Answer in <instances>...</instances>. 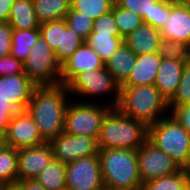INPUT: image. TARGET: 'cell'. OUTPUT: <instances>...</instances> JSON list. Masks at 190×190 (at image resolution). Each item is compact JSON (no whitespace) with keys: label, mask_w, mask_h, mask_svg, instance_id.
Here are the masks:
<instances>
[{"label":"cell","mask_w":190,"mask_h":190,"mask_svg":"<svg viewBox=\"0 0 190 190\" xmlns=\"http://www.w3.org/2000/svg\"><path fill=\"white\" fill-rule=\"evenodd\" d=\"M2 190H22V188L17 183H14L2 185Z\"/></svg>","instance_id":"obj_44"},{"label":"cell","mask_w":190,"mask_h":190,"mask_svg":"<svg viewBox=\"0 0 190 190\" xmlns=\"http://www.w3.org/2000/svg\"><path fill=\"white\" fill-rule=\"evenodd\" d=\"M70 0H33L40 24L64 19L70 10Z\"/></svg>","instance_id":"obj_22"},{"label":"cell","mask_w":190,"mask_h":190,"mask_svg":"<svg viewBox=\"0 0 190 190\" xmlns=\"http://www.w3.org/2000/svg\"><path fill=\"white\" fill-rule=\"evenodd\" d=\"M160 33L163 39L190 46V10L183 3L170 2V17L160 28Z\"/></svg>","instance_id":"obj_16"},{"label":"cell","mask_w":190,"mask_h":190,"mask_svg":"<svg viewBox=\"0 0 190 190\" xmlns=\"http://www.w3.org/2000/svg\"><path fill=\"white\" fill-rule=\"evenodd\" d=\"M85 42L106 63L111 55L124 43L120 34H99L92 31Z\"/></svg>","instance_id":"obj_23"},{"label":"cell","mask_w":190,"mask_h":190,"mask_svg":"<svg viewBox=\"0 0 190 190\" xmlns=\"http://www.w3.org/2000/svg\"><path fill=\"white\" fill-rule=\"evenodd\" d=\"M111 11L113 12L114 21L120 36L123 39L143 23L141 16L118 5H114Z\"/></svg>","instance_id":"obj_29"},{"label":"cell","mask_w":190,"mask_h":190,"mask_svg":"<svg viewBox=\"0 0 190 190\" xmlns=\"http://www.w3.org/2000/svg\"><path fill=\"white\" fill-rule=\"evenodd\" d=\"M84 42L83 38L67 26L65 19H62L61 47L55 50L59 63L62 65Z\"/></svg>","instance_id":"obj_28"},{"label":"cell","mask_w":190,"mask_h":190,"mask_svg":"<svg viewBox=\"0 0 190 190\" xmlns=\"http://www.w3.org/2000/svg\"><path fill=\"white\" fill-rule=\"evenodd\" d=\"M136 56L137 55L123 43L105 63L106 69L112 74L120 88L128 81Z\"/></svg>","instance_id":"obj_20"},{"label":"cell","mask_w":190,"mask_h":190,"mask_svg":"<svg viewBox=\"0 0 190 190\" xmlns=\"http://www.w3.org/2000/svg\"><path fill=\"white\" fill-rule=\"evenodd\" d=\"M52 148L54 160L68 164L82 157L99 153L97 140L85 135L59 134L48 142Z\"/></svg>","instance_id":"obj_11"},{"label":"cell","mask_w":190,"mask_h":190,"mask_svg":"<svg viewBox=\"0 0 190 190\" xmlns=\"http://www.w3.org/2000/svg\"><path fill=\"white\" fill-rule=\"evenodd\" d=\"M148 126V141L190 171V132L172 115Z\"/></svg>","instance_id":"obj_5"},{"label":"cell","mask_w":190,"mask_h":190,"mask_svg":"<svg viewBox=\"0 0 190 190\" xmlns=\"http://www.w3.org/2000/svg\"><path fill=\"white\" fill-rule=\"evenodd\" d=\"M5 145V140L3 137H0V150Z\"/></svg>","instance_id":"obj_46"},{"label":"cell","mask_w":190,"mask_h":190,"mask_svg":"<svg viewBox=\"0 0 190 190\" xmlns=\"http://www.w3.org/2000/svg\"><path fill=\"white\" fill-rule=\"evenodd\" d=\"M17 184L22 190H46L36 179L18 181Z\"/></svg>","instance_id":"obj_43"},{"label":"cell","mask_w":190,"mask_h":190,"mask_svg":"<svg viewBox=\"0 0 190 190\" xmlns=\"http://www.w3.org/2000/svg\"><path fill=\"white\" fill-rule=\"evenodd\" d=\"M35 179L46 190H66V165L52 160Z\"/></svg>","instance_id":"obj_24"},{"label":"cell","mask_w":190,"mask_h":190,"mask_svg":"<svg viewBox=\"0 0 190 190\" xmlns=\"http://www.w3.org/2000/svg\"><path fill=\"white\" fill-rule=\"evenodd\" d=\"M105 63L98 54L84 42L73 54L62 64L61 84L66 85L75 75L90 70L103 68Z\"/></svg>","instance_id":"obj_15"},{"label":"cell","mask_w":190,"mask_h":190,"mask_svg":"<svg viewBox=\"0 0 190 190\" xmlns=\"http://www.w3.org/2000/svg\"><path fill=\"white\" fill-rule=\"evenodd\" d=\"M8 22L13 30L38 29L41 24L36 16L33 0H15Z\"/></svg>","instance_id":"obj_21"},{"label":"cell","mask_w":190,"mask_h":190,"mask_svg":"<svg viewBox=\"0 0 190 190\" xmlns=\"http://www.w3.org/2000/svg\"><path fill=\"white\" fill-rule=\"evenodd\" d=\"M116 108L122 114L150 126L165 117L163 114L169 106L154 85H139L122 86Z\"/></svg>","instance_id":"obj_3"},{"label":"cell","mask_w":190,"mask_h":190,"mask_svg":"<svg viewBox=\"0 0 190 190\" xmlns=\"http://www.w3.org/2000/svg\"><path fill=\"white\" fill-rule=\"evenodd\" d=\"M103 190H141V189H116V188H111V187H104Z\"/></svg>","instance_id":"obj_45"},{"label":"cell","mask_w":190,"mask_h":190,"mask_svg":"<svg viewBox=\"0 0 190 190\" xmlns=\"http://www.w3.org/2000/svg\"><path fill=\"white\" fill-rule=\"evenodd\" d=\"M54 160L48 142L18 149V181L35 179Z\"/></svg>","instance_id":"obj_13"},{"label":"cell","mask_w":190,"mask_h":190,"mask_svg":"<svg viewBox=\"0 0 190 190\" xmlns=\"http://www.w3.org/2000/svg\"><path fill=\"white\" fill-rule=\"evenodd\" d=\"M64 19L67 26L84 40H86L92 32L94 20L90 17L82 15V12L80 11L73 10L70 7L69 12Z\"/></svg>","instance_id":"obj_32"},{"label":"cell","mask_w":190,"mask_h":190,"mask_svg":"<svg viewBox=\"0 0 190 190\" xmlns=\"http://www.w3.org/2000/svg\"><path fill=\"white\" fill-rule=\"evenodd\" d=\"M110 0H72L70 7L82 12V15L96 20L102 15L109 13L113 8Z\"/></svg>","instance_id":"obj_30"},{"label":"cell","mask_w":190,"mask_h":190,"mask_svg":"<svg viewBox=\"0 0 190 190\" xmlns=\"http://www.w3.org/2000/svg\"><path fill=\"white\" fill-rule=\"evenodd\" d=\"M18 74H25L22 61L10 54L0 57V76H12Z\"/></svg>","instance_id":"obj_38"},{"label":"cell","mask_w":190,"mask_h":190,"mask_svg":"<svg viewBox=\"0 0 190 190\" xmlns=\"http://www.w3.org/2000/svg\"><path fill=\"white\" fill-rule=\"evenodd\" d=\"M190 104V62H186L178 89L173 99L168 103L169 110Z\"/></svg>","instance_id":"obj_33"},{"label":"cell","mask_w":190,"mask_h":190,"mask_svg":"<svg viewBox=\"0 0 190 190\" xmlns=\"http://www.w3.org/2000/svg\"><path fill=\"white\" fill-rule=\"evenodd\" d=\"M5 145L21 149L45 142L33 118L26 110L11 117L4 136Z\"/></svg>","instance_id":"obj_12"},{"label":"cell","mask_w":190,"mask_h":190,"mask_svg":"<svg viewBox=\"0 0 190 190\" xmlns=\"http://www.w3.org/2000/svg\"><path fill=\"white\" fill-rule=\"evenodd\" d=\"M184 190H190V185L187 188H185Z\"/></svg>","instance_id":"obj_50"},{"label":"cell","mask_w":190,"mask_h":190,"mask_svg":"<svg viewBox=\"0 0 190 190\" xmlns=\"http://www.w3.org/2000/svg\"><path fill=\"white\" fill-rule=\"evenodd\" d=\"M170 17V1L157 0L154 3V7L151 11V18L146 24H149L155 28H160L165 25Z\"/></svg>","instance_id":"obj_36"},{"label":"cell","mask_w":190,"mask_h":190,"mask_svg":"<svg viewBox=\"0 0 190 190\" xmlns=\"http://www.w3.org/2000/svg\"><path fill=\"white\" fill-rule=\"evenodd\" d=\"M98 155L104 187L141 189L137 150L104 149Z\"/></svg>","instance_id":"obj_4"},{"label":"cell","mask_w":190,"mask_h":190,"mask_svg":"<svg viewBox=\"0 0 190 190\" xmlns=\"http://www.w3.org/2000/svg\"><path fill=\"white\" fill-rule=\"evenodd\" d=\"M92 31L99 34H120L114 21L113 12L110 11L94 20Z\"/></svg>","instance_id":"obj_37"},{"label":"cell","mask_w":190,"mask_h":190,"mask_svg":"<svg viewBox=\"0 0 190 190\" xmlns=\"http://www.w3.org/2000/svg\"><path fill=\"white\" fill-rule=\"evenodd\" d=\"M36 87L26 74L0 76V103H12L20 111L26 110Z\"/></svg>","instance_id":"obj_14"},{"label":"cell","mask_w":190,"mask_h":190,"mask_svg":"<svg viewBox=\"0 0 190 190\" xmlns=\"http://www.w3.org/2000/svg\"><path fill=\"white\" fill-rule=\"evenodd\" d=\"M172 115L190 132V104L175 108Z\"/></svg>","instance_id":"obj_41"},{"label":"cell","mask_w":190,"mask_h":190,"mask_svg":"<svg viewBox=\"0 0 190 190\" xmlns=\"http://www.w3.org/2000/svg\"><path fill=\"white\" fill-rule=\"evenodd\" d=\"M190 185V171L182 169L172 175L153 179L142 184L141 190H184Z\"/></svg>","instance_id":"obj_27"},{"label":"cell","mask_w":190,"mask_h":190,"mask_svg":"<svg viewBox=\"0 0 190 190\" xmlns=\"http://www.w3.org/2000/svg\"><path fill=\"white\" fill-rule=\"evenodd\" d=\"M157 53L165 59L190 62V46L182 42L162 38L158 43Z\"/></svg>","instance_id":"obj_31"},{"label":"cell","mask_w":190,"mask_h":190,"mask_svg":"<svg viewBox=\"0 0 190 190\" xmlns=\"http://www.w3.org/2000/svg\"><path fill=\"white\" fill-rule=\"evenodd\" d=\"M12 31L9 22L0 23V57L9 55L12 47Z\"/></svg>","instance_id":"obj_39"},{"label":"cell","mask_w":190,"mask_h":190,"mask_svg":"<svg viewBox=\"0 0 190 190\" xmlns=\"http://www.w3.org/2000/svg\"><path fill=\"white\" fill-rule=\"evenodd\" d=\"M18 182V149L4 145L0 150V185Z\"/></svg>","instance_id":"obj_26"},{"label":"cell","mask_w":190,"mask_h":190,"mask_svg":"<svg viewBox=\"0 0 190 190\" xmlns=\"http://www.w3.org/2000/svg\"><path fill=\"white\" fill-rule=\"evenodd\" d=\"M173 3H183L185 0H167Z\"/></svg>","instance_id":"obj_48"},{"label":"cell","mask_w":190,"mask_h":190,"mask_svg":"<svg viewBox=\"0 0 190 190\" xmlns=\"http://www.w3.org/2000/svg\"><path fill=\"white\" fill-rule=\"evenodd\" d=\"M157 0H121L117 5L141 16L143 23L151 18V11Z\"/></svg>","instance_id":"obj_35"},{"label":"cell","mask_w":190,"mask_h":190,"mask_svg":"<svg viewBox=\"0 0 190 190\" xmlns=\"http://www.w3.org/2000/svg\"><path fill=\"white\" fill-rule=\"evenodd\" d=\"M24 73L37 86L60 85L62 65L57 60L53 51L46 41L40 36L31 47L27 59L23 62Z\"/></svg>","instance_id":"obj_6"},{"label":"cell","mask_w":190,"mask_h":190,"mask_svg":"<svg viewBox=\"0 0 190 190\" xmlns=\"http://www.w3.org/2000/svg\"><path fill=\"white\" fill-rule=\"evenodd\" d=\"M137 156L142 184L182 170L168 154L156 148L148 140L137 150Z\"/></svg>","instance_id":"obj_10"},{"label":"cell","mask_w":190,"mask_h":190,"mask_svg":"<svg viewBox=\"0 0 190 190\" xmlns=\"http://www.w3.org/2000/svg\"><path fill=\"white\" fill-rule=\"evenodd\" d=\"M99 155L66 164V190H103Z\"/></svg>","instance_id":"obj_9"},{"label":"cell","mask_w":190,"mask_h":190,"mask_svg":"<svg viewBox=\"0 0 190 190\" xmlns=\"http://www.w3.org/2000/svg\"><path fill=\"white\" fill-rule=\"evenodd\" d=\"M39 37V28L30 30H13L10 55L24 62L30 53L31 47L37 42Z\"/></svg>","instance_id":"obj_25"},{"label":"cell","mask_w":190,"mask_h":190,"mask_svg":"<svg viewBox=\"0 0 190 190\" xmlns=\"http://www.w3.org/2000/svg\"><path fill=\"white\" fill-rule=\"evenodd\" d=\"M39 30L40 36L53 51L61 47L62 19L43 23L40 25Z\"/></svg>","instance_id":"obj_34"},{"label":"cell","mask_w":190,"mask_h":190,"mask_svg":"<svg viewBox=\"0 0 190 190\" xmlns=\"http://www.w3.org/2000/svg\"><path fill=\"white\" fill-rule=\"evenodd\" d=\"M15 0H0V23L8 22L11 7Z\"/></svg>","instance_id":"obj_42"},{"label":"cell","mask_w":190,"mask_h":190,"mask_svg":"<svg viewBox=\"0 0 190 190\" xmlns=\"http://www.w3.org/2000/svg\"><path fill=\"white\" fill-rule=\"evenodd\" d=\"M183 4L190 10V0H185Z\"/></svg>","instance_id":"obj_47"},{"label":"cell","mask_w":190,"mask_h":190,"mask_svg":"<svg viewBox=\"0 0 190 190\" xmlns=\"http://www.w3.org/2000/svg\"><path fill=\"white\" fill-rule=\"evenodd\" d=\"M161 60L157 52L137 55L128 81L123 86L154 85Z\"/></svg>","instance_id":"obj_18"},{"label":"cell","mask_w":190,"mask_h":190,"mask_svg":"<svg viewBox=\"0 0 190 190\" xmlns=\"http://www.w3.org/2000/svg\"><path fill=\"white\" fill-rule=\"evenodd\" d=\"M66 87L68 93L87 97L91 96L93 98L98 95H105L108 92H114L115 99L111 106L116 108L119 102L120 86L105 66L75 75L66 84Z\"/></svg>","instance_id":"obj_8"},{"label":"cell","mask_w":190,"mask_h":190,"mask_svg":"<svg viewBox=\"0 0 190 190\" xmlns=\"http://www.w3.org/2000/svg\"><path fill=\"white\" fill-rule=\"evenodd\" d=\"M19 111L12 103H0V137L4 138L11 117Z\"/></svg>","instance_id":"obj_40"},{"label":"cell","mask_w":190,"mask_h":190,"mask_svg":"<svg viewBox=\"0 0 190 190\" xmlns=\"http://www.w3.org/2000/svg\"><path fill=\"white\" fill-rule=\"evenodd\" d=\"M66 85L37 86L31 95L26 111L31 115L45 142L64 132L68 107Z\"/></svg>","instance_id":"obj_1"},{"label":"cell","mask_w":190,"mask_h":190,"mask_svg":"<svg viewBox=\"0 0 190 190\" xmlns=\"http://www.w3.org/2000/svg\"><path fill=\"white\" fill-rule=\"evenodd\" d=\"M161 39V33L158 28L142 23L124 38V43L136 55H140L157 52V46Z\"/></svg>","instance_id":"obj_19"},{"label":"cell","mask_w":190,"mask_h":190,"mask_svg":"<svg viewBox=\"0 0 190 190\" xmlns=\"http://www.w3.org/2000/svg\"><path fill=\"white\" fill-rule=\"evenodd\" d=\"M185 61L162 58L154 86L169 103L177 92Z\"/></svg>","instance_id":"obj_17"},{"label":"cell","mask_w":190,"mask_h":190,"mask_svg":"<svg viewBox=\"0 0 190 190\" xmlns=\"http://www.w3.org/2000/svg\"><path fill=\"white\" fill-rule=\"evenodd\" d=\"M112 3H113V5H117L121 0H110Z\"/></svg>","instance_id":"obj_49"},{"label":"cell","mask_w":190,"mask_h":190,"mask_svg":"<svg viewBox=\"0 0 190 190\" xmlns=\"http://www.w3.org/2000/svg\"><path fill=\"white\" fill-rule=\"evenodd\" d=\"M148 140V126L112 108L104 117L97 139L99 150H138Z\"/></svg>","instance_id":"obj_2"},{"label":"cell","mask_w":190,"mask_h":190,"mask_svg":"<svg viewBox=\"0 0 190 190\" xmlns=\"http://www.w3.org/2000/svg\"><path fill=\"white\" fill-rule=\"evenodd\" d=\"M112 108L111 105L100 106L89 101L69 103L65 115L64 132L71 135H85L97 140L104 117Z\"/></svg>","instance_id":"obj_7"}]
</instances>
